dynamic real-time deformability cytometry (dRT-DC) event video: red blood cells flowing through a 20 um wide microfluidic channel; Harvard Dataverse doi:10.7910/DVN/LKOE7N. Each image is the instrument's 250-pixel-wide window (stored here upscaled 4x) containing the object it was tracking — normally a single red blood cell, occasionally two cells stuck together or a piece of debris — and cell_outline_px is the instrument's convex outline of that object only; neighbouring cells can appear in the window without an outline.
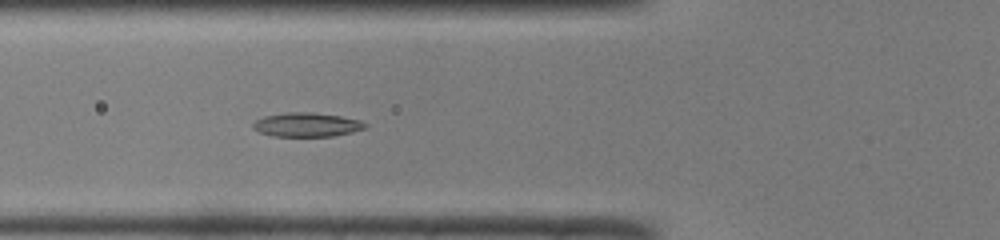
{"species": "common noctule bat (a hibernating species)", "species_latin": "Nyctalus noctula", "temperature_condition": "room temperature", "stored_images_in_passage": 38, "camera_frame_rate_fps": 3000, "um_per_image_px": 0.085, "animal": {"sex": "male", "body_mass_g": 19.0, "forearm_length_mm": 50.8}, "frame": {"image": 1, "passage_image": 7, "time_ms": 2.0, "image_size_px": [1000, 240], "cell_outline_px": [[368, 128], [352, 132], [332, 136], [272, 136], [260, 132], [252, 128], [252, 124], [256, 120], [264, 116], [288, 112], [312, 112], [340, 116], [360, 120], [368, 124]], "centroid_in_image_um": [26.1, 10.6], "position_along_channel_um": 99.7, "area_um2": 15.78}}
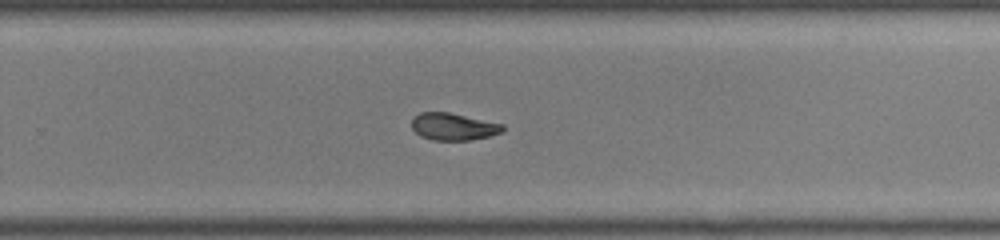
{"frame": {"image": 2, "passage_image": 21, "time_ms": 6.667, "image_size_px": [1000, 240], "cell_outline_px": [[504, 128], [500, 132], [488, 136], [472, 140], [432, 140], [420, 136], [412, 128], [412, 116], [420, 112], [448, 112], [504, 124]], "centroid_in_image_um": [38.5, 10.76], "position_along_channel_um": 291.3, "area_um2": 14.39}}
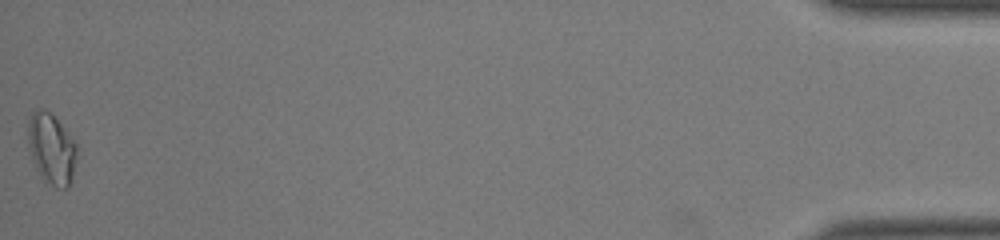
{"frame": {"image": 3, "passage_image": 38, "time_ms": 12.333, "image_size_px": [1000, 240], "cell_outline_px": [[76, 156], [72, 180], [68, 188], [56, 188], [44, 180], [40, 176], [32, 160], [28, 148], [28, 120], [32, 112], [36, 108], [44, 108], [60, 124], [76, 144]], "centroid_in_image_um": [4.35, 12.67], "position_along_channel_um": 430.9, "area_um2": 20.06}, "authors_computed_cell_mechanics": {"area_um2": 15.4904, "velocity_mm_per_s": 4.1102, "shape_relaxation_time_tau1_ms": 7.4237, "shape_relaxation_time_tau2_ms": 2.9645, "deformation_change_tau1": 0.1994, "deformation_change_tau2": 0.0742}}